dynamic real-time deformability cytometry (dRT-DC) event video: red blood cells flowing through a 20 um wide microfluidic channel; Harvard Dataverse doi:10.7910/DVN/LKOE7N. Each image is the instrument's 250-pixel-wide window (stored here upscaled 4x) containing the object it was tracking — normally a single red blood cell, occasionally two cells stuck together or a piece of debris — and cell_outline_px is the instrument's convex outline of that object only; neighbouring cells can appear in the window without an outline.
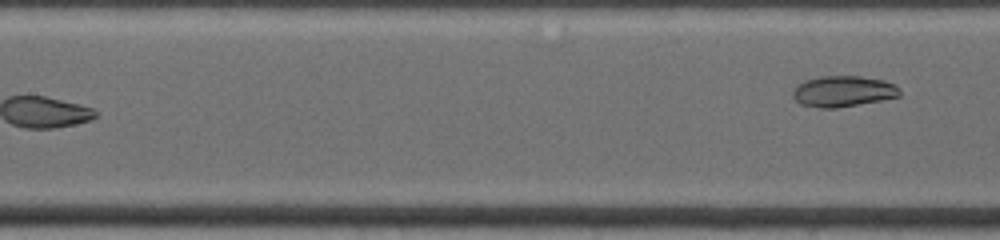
{"species": "common noctule bat (a hibernating species)", "species_latin": "Nyctalus noctula", "temperature_condition": "warm", "stored_images_in_passage": 6, "segment_of_instrument_passage": [2, 2], "camera_frame_rate_fps": 4500, "um_per_image_px": 0.085, "animal": {"sex": "female", "body_mass_g": 19.0, "forearm_length_mm": 53.3}, "frame": {"image": 1, "passage_image": 6, "time_ms": 6.0, "image_size_px": [1000, 240], "cell_outline_px": [[900, 96], [880, 100], [836, 108], [820, 108], [800, 104], [792, 96], [792, 92], [796, 84], [804, 80], [820, 76], [860, 76], [884, 80], [896, 84], [900, 88]], "centroid_in_image_um": [71.65, 7.75], "position_along_channel_um": 135.8, "area_um2": 19.42}}